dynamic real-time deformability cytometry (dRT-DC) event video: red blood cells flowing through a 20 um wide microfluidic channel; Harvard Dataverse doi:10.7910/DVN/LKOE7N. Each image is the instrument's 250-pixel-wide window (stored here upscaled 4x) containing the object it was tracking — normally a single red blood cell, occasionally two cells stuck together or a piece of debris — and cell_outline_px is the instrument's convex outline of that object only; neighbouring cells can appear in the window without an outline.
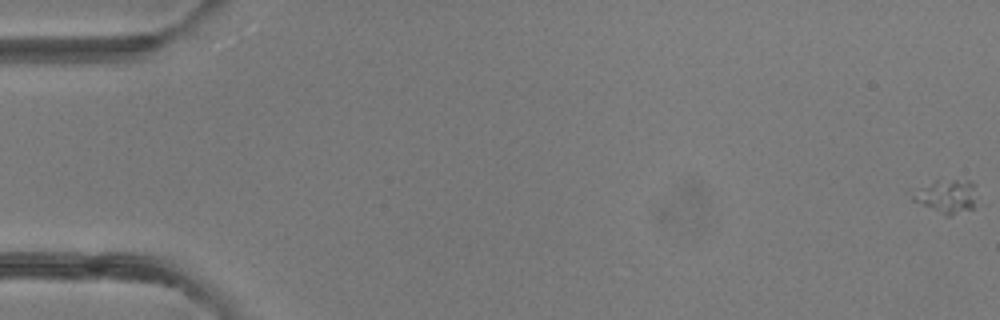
{"species": "common noctule bat (a hibernating species)", "species_latin": "Nyctalus noctula", "temperature_condition": "room temperature", "stored_images_in_passage": 15, "camera_frame_rate_fps": 3000, "um_per_image_px": 0.085, "animal": {"sex": "female"}, "frame": {"image": 1, "passage_image": 1, "time_ms": 0.0, "image_size_px": [1000, 320], "cell_outline_px": [[976, 208], [948, 216], [944, 216], [912, 200], [912, 196], [936, 180], [972, 180], [976, 184]], "centroid_in_image_um": [80.6, 16.71], "position_along_channel_um": 4.4, "area_um2": 12.54}}